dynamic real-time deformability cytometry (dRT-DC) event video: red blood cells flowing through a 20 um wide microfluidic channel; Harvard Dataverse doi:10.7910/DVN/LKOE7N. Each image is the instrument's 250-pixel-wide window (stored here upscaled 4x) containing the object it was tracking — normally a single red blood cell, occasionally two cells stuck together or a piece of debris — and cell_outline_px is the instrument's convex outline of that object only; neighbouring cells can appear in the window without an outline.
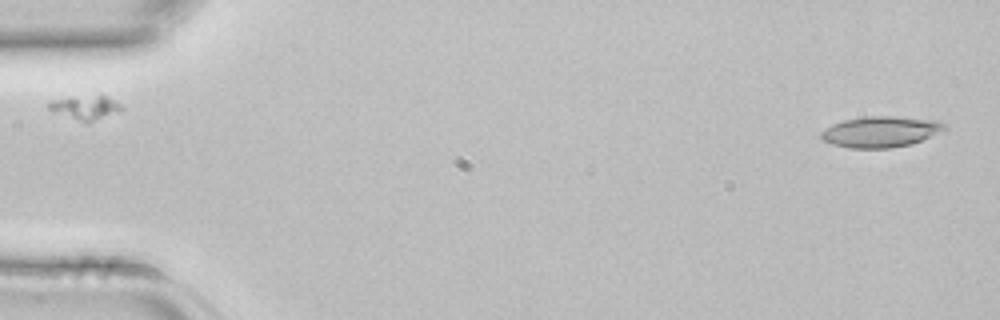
{"species": "common noctule bat (a hibernating species)", "species_latin": "Nyctalus noctula", "temperature_condition": "room temperature", "stored_images_in_passage": 4, "camera_frame_rate_fps": 3000, "um_per_image_px": 0.085, "animal": {"sex": "female", "body_mass_g": 22.7, "forearm_length_mm": 54.2}, "frame": {"image": 1, "passage_image": 1, "time_ms": 0.0, "image_size_px": [1000, 320], "cell_outline_px": [[948, 128], [912, 144], [892, 148], [848, 148], [832, 144], [820, 140], [820, 132], [824, 128], [832, 124], [844, 120], [864, 116], [896, 116], [940, 120]], "centroid_in_image_um": [74.82, 11.19], "position_along_channel_um": 10.2, "area_um2": 22.54}}